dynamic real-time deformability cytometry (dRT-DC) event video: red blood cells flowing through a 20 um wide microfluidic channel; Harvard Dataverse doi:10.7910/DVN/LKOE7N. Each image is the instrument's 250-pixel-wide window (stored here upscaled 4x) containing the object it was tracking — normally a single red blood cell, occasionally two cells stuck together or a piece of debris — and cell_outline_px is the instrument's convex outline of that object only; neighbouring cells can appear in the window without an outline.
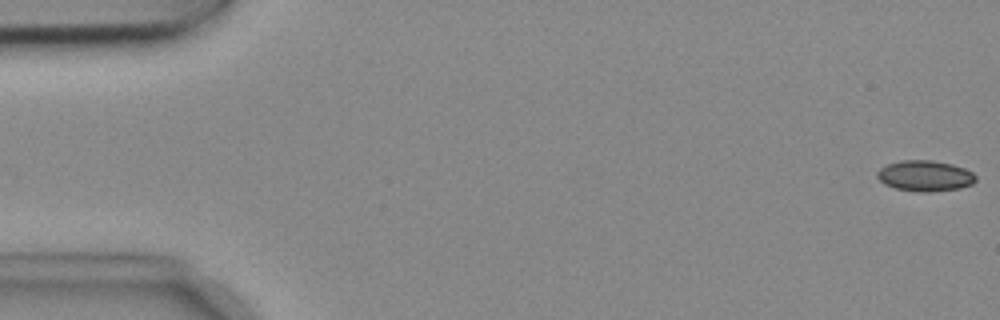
{"species": "common noctule bat (a hibernating species)", "species_latin": "Nyctalus noctula", "temperature_condition": "cold", "stored_images_in_passage": 54, "camera_frame_rate_fps": 3000, "um_per_image_px": 0.085, "animal": {"sex": "female", "body_mass_g": 18.4}, "frame": {"image": 1, "passage_image": 1, "time_ms": 0.0, "image_size_px": [1000, 320], "cell_outline_px": [[976, 180], [972, 184], [960, 188], [928, 192], [920, 192], [896, 188], [884, 184], [876, 176], [876, 172], [880, 168], [888, 164], [900, 160], [932, 160], [952, 164], [964, 168], [972, 172], [976, 176]], "centroid_in_image_um": [78.62, 14.94], "position_along_channel_um": 6.4, "area_um2": 17.69}}
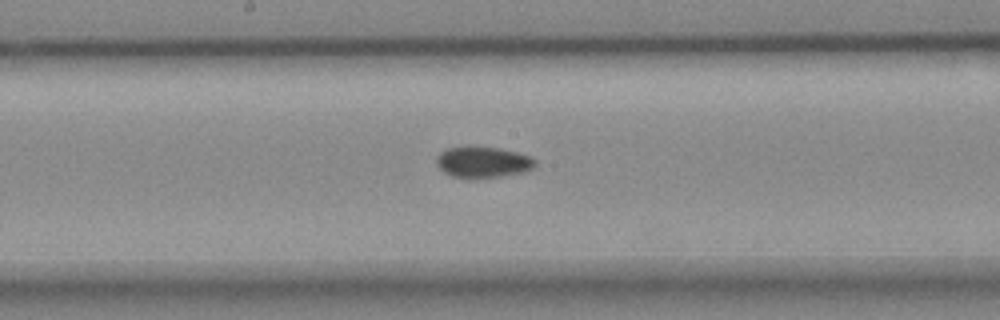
{"frame": {"image": 2, "passage_image": 28, "time_ms": 9.0, "image_size_px": [1000, 320], "cell_outline_px": [[536, 164], [532, 168], [524, 172], [504, 176], [476, 180], [468, 180], [452, 176], [444, 172], [436, 164], [436, 156], [440, 152], [448, 148], [468, 144], [496, 148], [516, 152], [528, 156], [536, 160]], "centroid_in_image_um": [40.99, 13.79], "position_along_channel_um": 207.2, "area_um2": 18.61}}
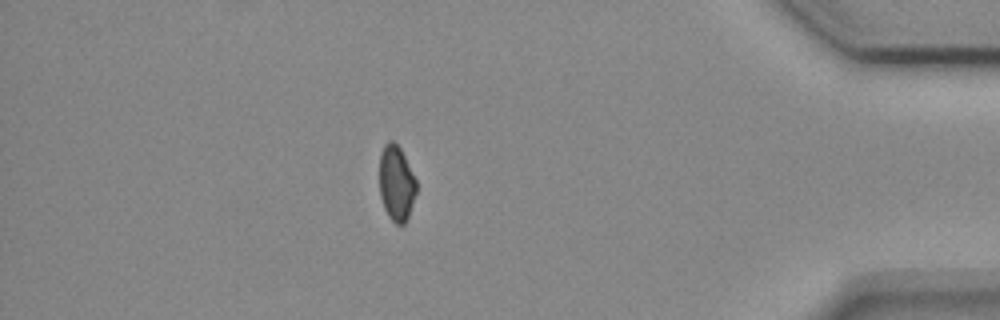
{"frame": {"image": 3, "passage_image": 47, "time_ms": 15.333, "image_size_px": [1000, 320], "cell_outline_px": [[416, 192], [408, 216], [404, 224], [396, 224], [388, 216], [384, 208], [380, 196], [380, 156], [384, 144], [388, 140], [392, 140], [400, 148], [416, 180]], "centroid_in_image_um": [33.68, 15.57], "position_along_channel_um": 401.5, "area_um2": 16.01}, "authors_computed_cell_mechanics": {"area_um2": 17.3978, "velocity_mm_per_s": 3.7389, "shape_relaxation_time_tau1_ms": null, "shape_relaxation_time_tau2_ms": 6.4973, "deformation_change_tau1": null, "deformation_change_tau2": 0.0909}}